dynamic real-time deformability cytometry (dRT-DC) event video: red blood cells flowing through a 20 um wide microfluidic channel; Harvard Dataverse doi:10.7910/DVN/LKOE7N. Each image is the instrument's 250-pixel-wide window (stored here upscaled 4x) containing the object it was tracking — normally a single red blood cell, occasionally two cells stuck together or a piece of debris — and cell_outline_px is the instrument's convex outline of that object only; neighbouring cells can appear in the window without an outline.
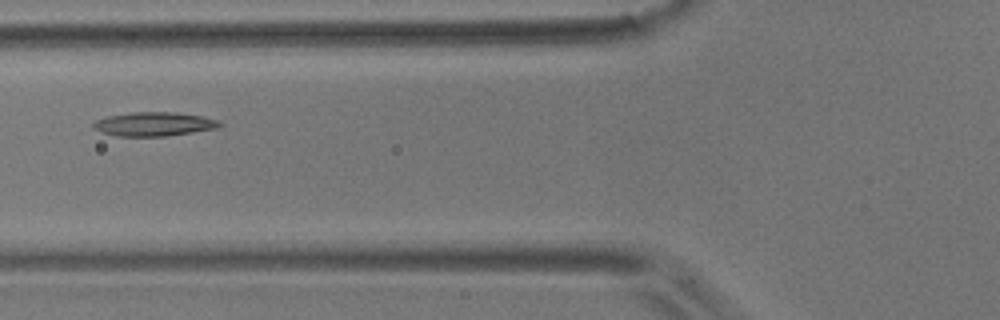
{"species": "common noctule bat (a hibernating species)", "species_latin": "Nyctalus noctula", "temperature_condition": "room temperature", "stored_images_in_passage": 5, "camera_frame_rate_fps": 3000, "um_per_image_px": 0.085, "animal": {"sex": "male", "body_mass_g": 17.9}, "frame": {"image": 1, "passage_image": 4, "time_ms": 3.333, "image_size_px": [1000, 320], "cell_outline_px": [[224, 124], [216, 128], [192, 132], [164, 136], [116, 136], [100, 132], [92, 128], [92, 124], [96, 120], [108, 116], [132, 112], [176, 112], [200, 116], [220, 120]], "centroid_in_image_um": [13.07, 10.54], "position_along_channel_um": 112.7, "area_um2": 17.63}}
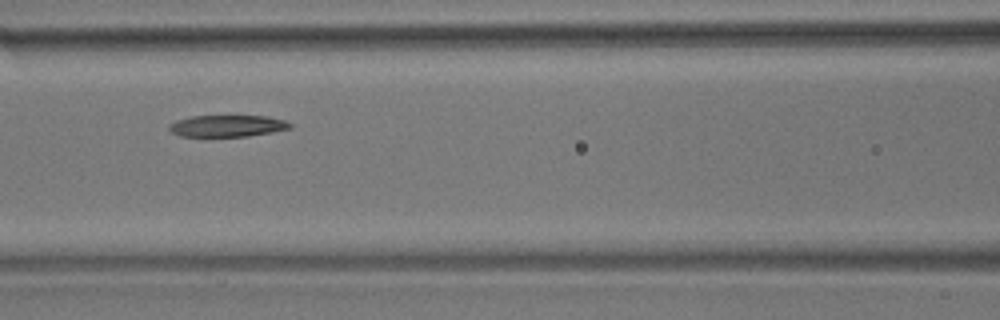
{"frame": {"image": 2, "passage_image": 5, "time_ms": 4.333, "image_size_px": [1000, 320], "cell_outline_px": [[292, 128], [272, 132], [248, 136], [180, 136], [172, 132], [168, 128], [168, 124], [176, 120], [192, 116], [268, 116], [284, 120], [292, 124]], "centroid_in_image_um": [19.32, 10.7], "position_along_channel_um": 147.3, "area_um2": 15.26}}